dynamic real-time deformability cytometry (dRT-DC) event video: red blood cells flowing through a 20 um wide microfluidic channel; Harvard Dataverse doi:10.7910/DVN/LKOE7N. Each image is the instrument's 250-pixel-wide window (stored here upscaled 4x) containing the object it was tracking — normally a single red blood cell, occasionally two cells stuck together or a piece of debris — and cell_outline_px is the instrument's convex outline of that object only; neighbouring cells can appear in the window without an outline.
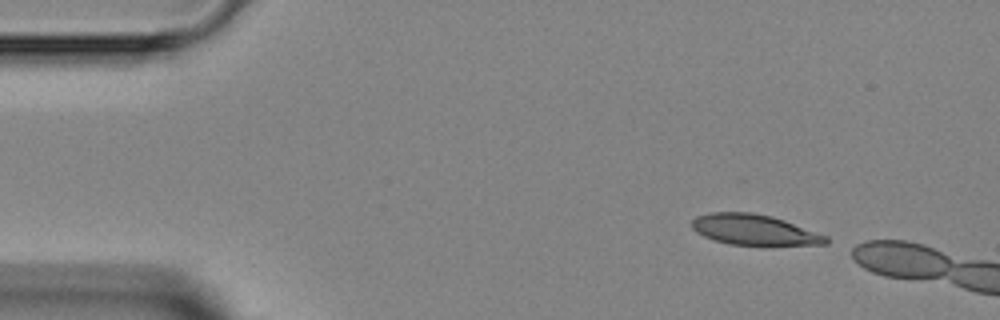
{"species": "Egyptian fruit bat (a non-hibernating species)", "species_latin": "Rousettus aegyptiacus", "temperature_condition": "room temperature", "stored_images_in_passage": 2, "camera_frame_rate_fps": 3000, "um_per_image_px": 0.085, "animal": {"sex": "female"}, "frame": {"image": 1, "passage_image": 1, "time_ms": 0.0, "image_size_px": [1000, 320], "cell_outline_px": [[828, 244], [728, 244], [704, 236], [696, 232], [692, 228], [692, 220], [696, 216], [708, 212], [752, 212], [772, 216], [784, 220], [828, 236]], "centroid_in_image_um": [64.07, 19.5], "position_along_channel_um": 20.9, "area_um2": 23.52}}